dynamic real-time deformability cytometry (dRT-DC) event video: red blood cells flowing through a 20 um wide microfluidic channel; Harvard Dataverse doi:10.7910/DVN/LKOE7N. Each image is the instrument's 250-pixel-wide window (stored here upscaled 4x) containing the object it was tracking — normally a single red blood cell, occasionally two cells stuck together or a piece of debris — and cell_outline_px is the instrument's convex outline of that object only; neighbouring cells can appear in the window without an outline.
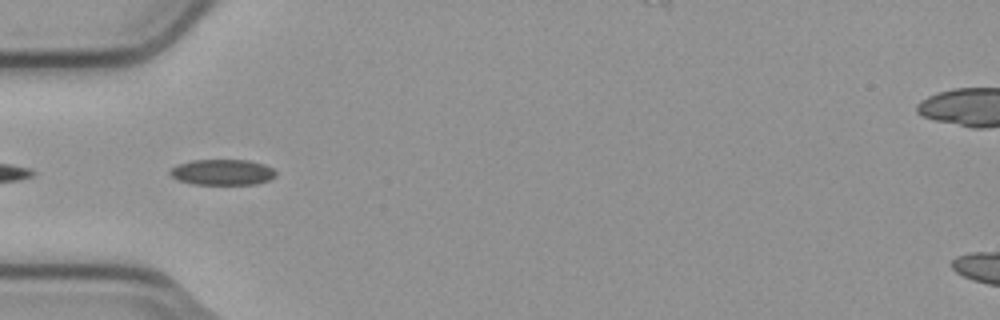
{"species": "common noctule bat (a hibernating species)", "species_latin": "Nyctalus noctula", "temperature_condition": "cold", "stored_images_in_passage": 7, "camera_frame_rate_fps": 3000, "um_per_image_px": 0.085, "animal": {"sex": "male", "body_mass_g": 23.1, "forearm_length_mm": 52.7}, "frame": {"image": 1, "passage_image": 5, "time_ms": 1.333, "image_size_px": [1000, 320], "cell_outline_px": [[276, 176], [268, 180], [256, 184], [192, 184], [176, 180], [168, 172], [172, 168], [180, 164], [192, 160], [248, 160], [264, 164], [272, 168], [276, 172]], "centroid_in_image_um": [18.9, 14.64], "position_along_channel_um": 66.1, "area_um2": 15.84}}
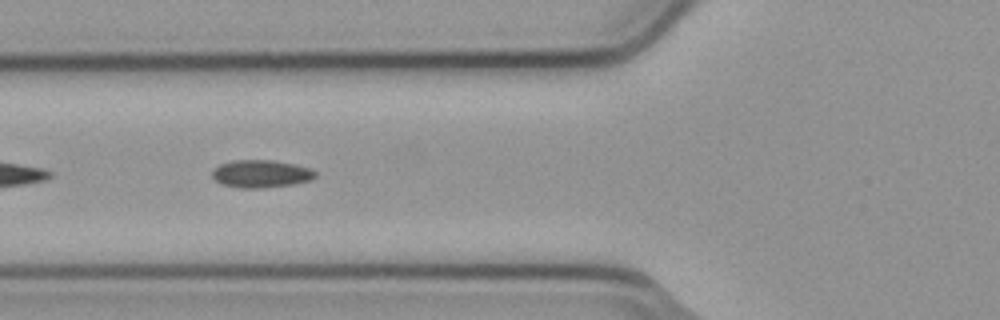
{"frame": {"image": 2, "passage_image": 6, "time_ms": 1.667, "image_size_px": [1000, 320], "cell_outline_px": [[316, 176], [312, 180], [292, 184], [260, 188], [240, 188], [224, 184], [216, 180], [212, 176], [212, 172], [220, 164], [236, 160], [272, 160], [292, 164], [308, 168], [316, 172]], "centroid_in_image_um": [22.2, 14.77], "position_along_channel_um": 103.6, "area_um2": 16.3}}
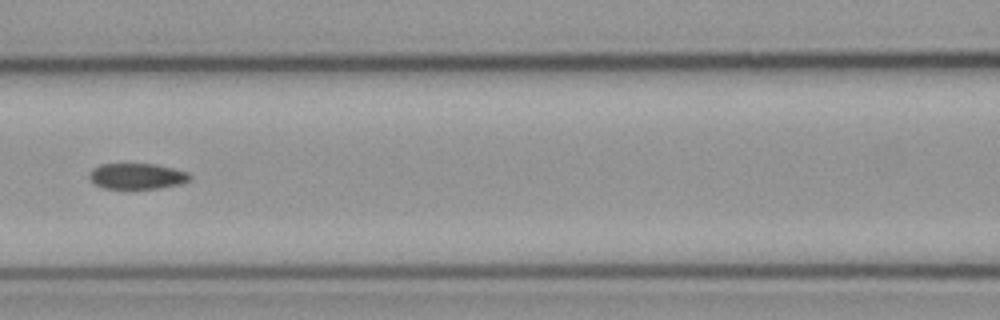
{"frame": {"image": 3, "passage_image": 7, "time_ms": 2.0, "image_size_px": [1000, 320], "cell_outline_px": [[192, 176], [188, 180], [180, 184], [156, 188], [104, 188], [92, 184], [88, 176], [92, 168], [100, 164], [152, 164], [172, 168], [188, 172]], "centroid_in_image_um": [11.59, 14.97], "position_along_channel_um": 155.0, "area_um2": 15.03}}